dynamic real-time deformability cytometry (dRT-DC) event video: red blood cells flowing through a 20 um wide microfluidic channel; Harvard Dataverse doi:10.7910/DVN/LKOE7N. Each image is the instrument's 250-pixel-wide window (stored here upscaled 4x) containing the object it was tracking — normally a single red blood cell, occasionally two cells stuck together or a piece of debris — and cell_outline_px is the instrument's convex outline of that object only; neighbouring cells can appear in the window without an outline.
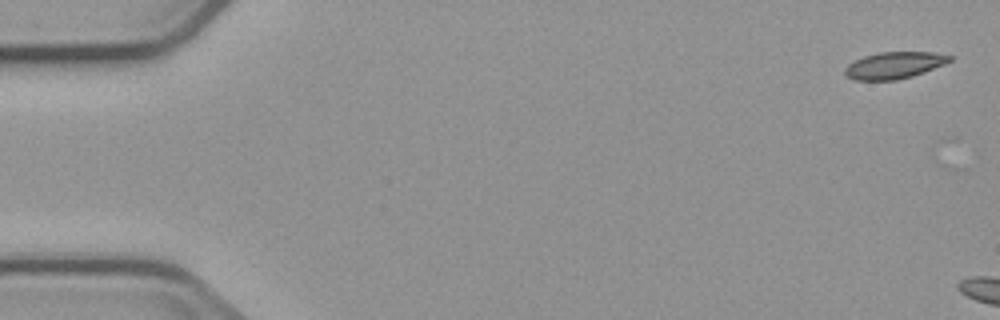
{"species": "common noctule bat (a hibernating species)", "species_latin": "Nyctalus noctula", "temperature_condition": "cold", "stored_images_in_passage": 2, "camera_frame_rate_fps": 3000, "um_per_image_px": 0.085, "animal": {"sex": "male", "body_mass_g": 23.1, "forearm_length_mm": 52.7}, "frame": {"image": 1, "passage_image": 1, "time_ms": 0.0, "image_size_px": [1000, 320], "cell_outline_px": [[952, 60], [944, 64], [912, 76], [896, 80], [856, 80], [848, 76], [844, 72], [844, 68], [848, 64], [864, 56], [880, 52], [932, 52], [952, 56]], "centroid_in_image_um": [76.0, 5.54], "position_along_channel_um": 9.0, "area_um2": 16.13}}